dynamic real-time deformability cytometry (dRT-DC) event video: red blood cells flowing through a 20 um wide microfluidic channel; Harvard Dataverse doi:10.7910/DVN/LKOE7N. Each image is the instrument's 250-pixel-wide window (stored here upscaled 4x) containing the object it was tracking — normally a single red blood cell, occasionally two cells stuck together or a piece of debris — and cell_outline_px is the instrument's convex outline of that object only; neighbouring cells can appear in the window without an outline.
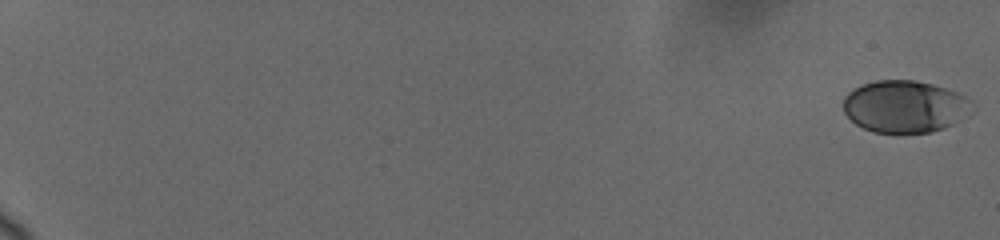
{"species": "human", "species_latin": "Homo sapiens", "temperature_condition": "cold", "stored_images_in_passage": 11, "camera_frame_rate_fps": 3000, "um_per_image_px": 0.085, "donor": {"sex": "female"}, "frame": {"image": 1, "passage_image": 1, "time_ms": 0.0, "image_size_px": [1000, 240], "cell_outline_px": [[976, 104], [952, 124], [944, 128], [932, 132], [900, 136], [872, 132], [856, 124], [844, 112], [844, 96], [848, 92], [860, 84], [876, 80], [912, 80], [932, 84], [968, 96]], "centroid_in_image_um": [76.88, 9.08], "position_along_channel_um": 8.1, "area_um2": 39.77}}